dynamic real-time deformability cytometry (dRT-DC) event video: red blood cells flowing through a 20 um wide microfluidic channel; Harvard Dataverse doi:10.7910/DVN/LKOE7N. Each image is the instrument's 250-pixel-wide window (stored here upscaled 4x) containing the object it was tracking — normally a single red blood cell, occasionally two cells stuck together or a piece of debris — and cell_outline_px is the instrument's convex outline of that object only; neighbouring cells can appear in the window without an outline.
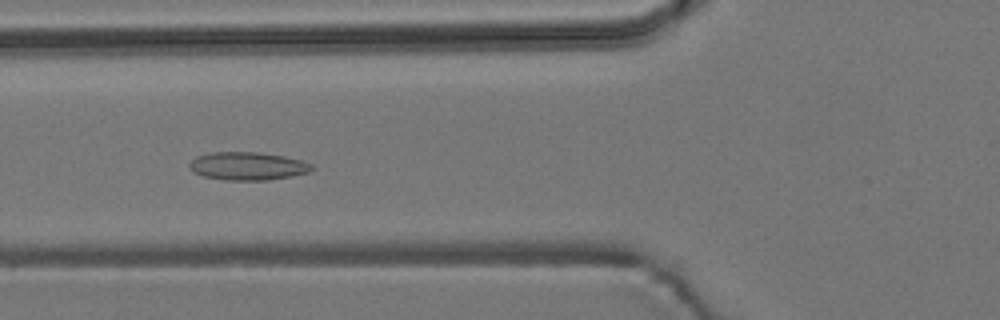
{"species": "common noctule bat (a hibernating species)", "species_latin": "Nyctalus noctula", "temperature_condition": "room temperature", "stored_images_in_passage": 49, "camera_frame_rate_fps": 3000, "um_per_image_px": 0.085, "animal": {"sex": "male", "body_mass_g": 19.2, "forearm_length_mm": 51.8}, "frame": {"image": 1, "passage_image": 20, "time_ms": 6.333, "image_size_px": [1000, 320], "cell_outline_px": [[312, 168], [308, 172], [268, 180], [224, 180], [204, 176], [192, 172], [188, 168], [188, 164], [196, 156], [208, 152], [260, 152], [284, 156], [304, 160], [312, 164]], "centroid_in_image_um": [21.0, 14.1], "position_along_channel_um": 104.8, "area_um2": 20.11}}
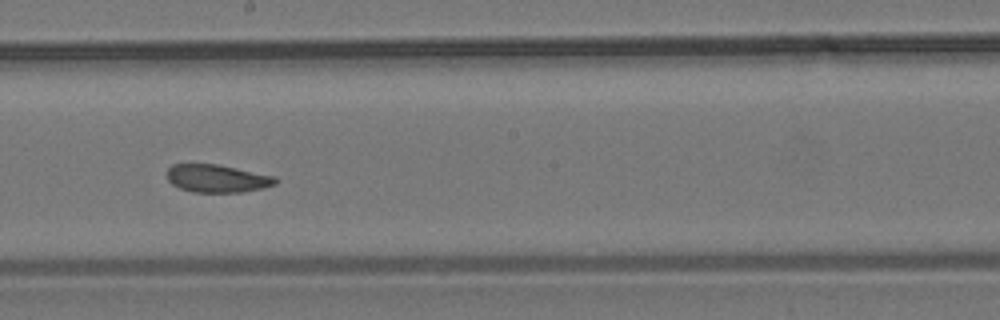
{"frame": {"image": 2, "passage_image": 30, "time_ms": 9.667, "image_size_px": [1000, 320], "cell_outline_px": [[276, 184], [264, 188], [244, 192], [192, 192], [180, 188], [172, 184], [168, 180], [168, 168], [172, 164], [216, 164], [276, 176]], "centroid_in_image_um": [18.47, 15.17], "position_along_channel_um": 229.7, "area_um2": 17.57}}
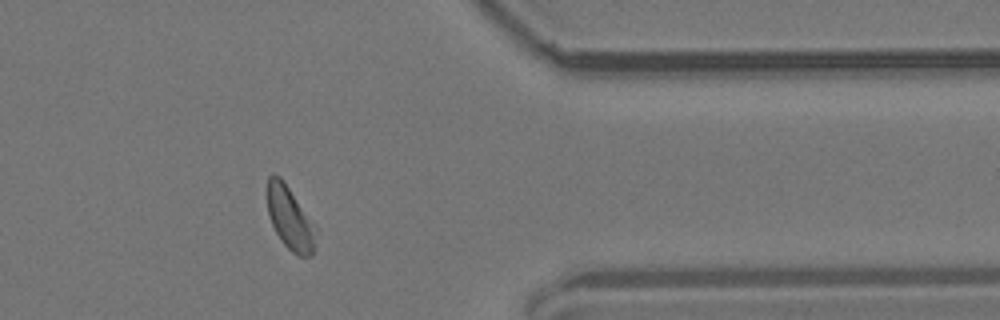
{"frame": {"image": 3, "passage_image": 44, "time_ms": 14.333, "image_size_px": [1000, 320], "cell_outline_px": [[320, 228], [316, 248], [312, 256], [300, 256], [292, 252], [284, 244], [276, 232], [272, 224], [268, 212], [268, 176], [272, 172], [280, 176], [284, 180]], "centroid_in_image_um": [24.75, 18.55], "position_along_channel_um": 386.7, "area_um2": 18.73}, "authors_computed_cell_mechanics": {"area_um2": 18.7272, "velocity_mm_per_s": 3.7451, "shape_relaxation_time_tau1_ms": 10.791, "shape_relaxation_time_tau2_ms": 2.0181, "deformation_change_tau1": 0.1386, "deformation_change_tau2": 0.0857}}